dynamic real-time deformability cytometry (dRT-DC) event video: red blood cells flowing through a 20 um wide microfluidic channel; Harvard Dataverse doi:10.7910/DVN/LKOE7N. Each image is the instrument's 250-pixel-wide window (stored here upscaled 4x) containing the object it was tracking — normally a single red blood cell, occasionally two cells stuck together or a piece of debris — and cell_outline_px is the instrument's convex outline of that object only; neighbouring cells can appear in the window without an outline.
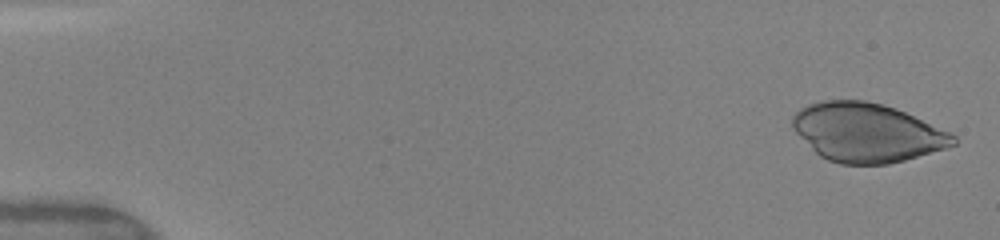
{"species": "human", "species_latin": "Homo sapiens", "temperature_condition": "warm", "stored_images_in_passage": 9, "camera_frame_rate_fps": 3000, "um_per_image_px": 0.085, "donor": {"sex": "female"}, "frame": {"image": 1, "passage_image": 1, "time_ms": 0.0, "image_size_px": [1000, 240], "cell_outline_px": [[956, 144], [944, 148], [904, 160], [888, 164], [840, 164], [828, 160], [820, 156], [792, 128], [792, 116], [800, 108], [808, 104], [824, 100], [864, 100], [896, 108], [948, 132], [956, 136]], "centroid_in_image_um": [73.65, 11.26], "position_along_channel_um": 11.4, "area_um2": 54.51}}